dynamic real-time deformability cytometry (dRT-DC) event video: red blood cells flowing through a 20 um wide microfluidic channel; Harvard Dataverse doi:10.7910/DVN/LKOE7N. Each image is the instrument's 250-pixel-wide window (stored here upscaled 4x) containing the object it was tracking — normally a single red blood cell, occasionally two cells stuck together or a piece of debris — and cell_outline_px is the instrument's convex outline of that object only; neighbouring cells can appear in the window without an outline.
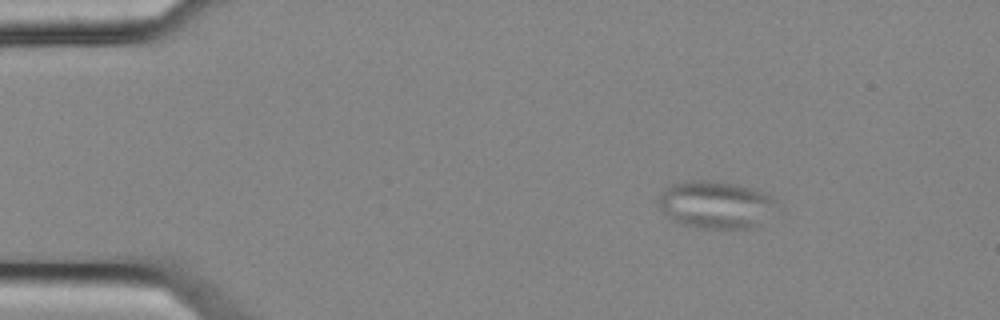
{"species": "common noctule bat (a hibernating species)", "species_latin": "Nyctalus noctula", "temperature_condition": "cold", "stored_images_in_passage": 4, "camera_frame_rate_fps": 3000, "um_per_image_px": 0.085, "animal": {"sex": "female", "body_mass_g": 25.1}, "frame": {"image": 1, "passage_image": 1, "time_ms": 0.0, "image_size_px": [1000, 320], "cell_outline_px": [[776, 200], [760, 224], [756, 228], [704, 228], [684, 224], [672, 220], [660, 208], [656, 200], [660, 192], [672, 184], [688, 180], [708, 180], [736, 184], [772, 196]], "centroid_in_image_um": [60.74, 17.39], "position_along_channel_um": 24.3, "area_um2": 32.08}}